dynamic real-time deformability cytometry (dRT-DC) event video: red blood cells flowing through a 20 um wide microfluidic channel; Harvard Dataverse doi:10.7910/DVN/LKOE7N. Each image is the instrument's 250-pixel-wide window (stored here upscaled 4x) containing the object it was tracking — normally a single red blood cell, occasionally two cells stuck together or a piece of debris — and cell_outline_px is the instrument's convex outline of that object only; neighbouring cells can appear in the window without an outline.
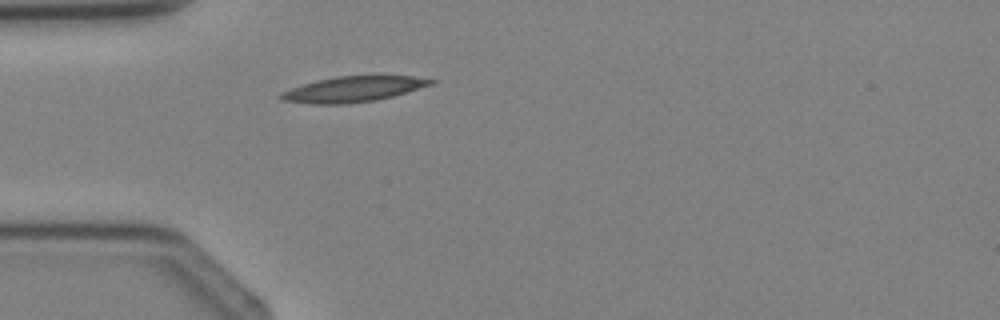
{"species": "Egyptian fruit bat (a non-hibernating species)", "species_latin": "Rousettus aegyptiacus", "temperature_condition": "cold", "stored_images_in_passage": 2, "camera_frame_rate_fps": 3000, "um_per_image_px": 0.085, "animal": {"sex": "female"}, "frame": {"image": 1, "passage_image": 2, "time_ms": 1.0, "image_size_px": [1000, 320], "cell_outline_px": [[436, 80], [432, 84], [392, 96], [376, 100], [344, 104], [312, 104], [280, 100], [276, 96], [280, 92], [316, 80], [336, 76], [412, 76]], "centroid_in_image_um": [29.94, 7.58], "position_along_channel_um": 55.1, "area_um2": 22.14}}